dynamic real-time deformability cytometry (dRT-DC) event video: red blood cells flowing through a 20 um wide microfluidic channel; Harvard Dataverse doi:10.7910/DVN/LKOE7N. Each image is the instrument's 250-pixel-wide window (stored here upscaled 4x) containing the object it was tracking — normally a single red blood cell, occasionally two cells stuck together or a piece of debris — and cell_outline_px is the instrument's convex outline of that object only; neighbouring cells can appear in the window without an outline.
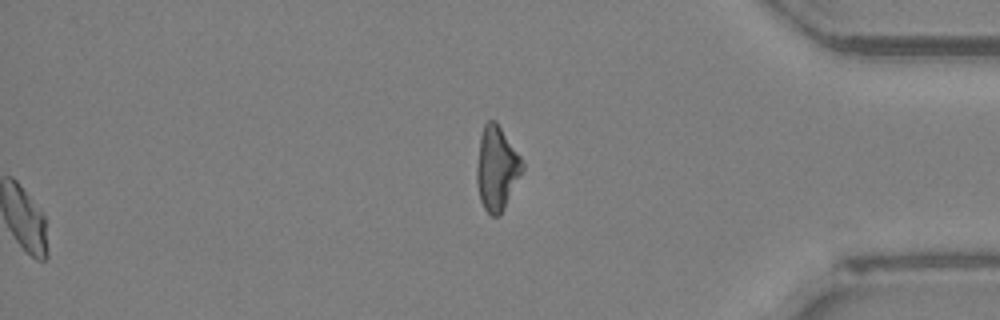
{"species": "Egyptian fruit bat (a non-hibernating species)", "species_latin": "Rousettus aegyptiacus", "temperature_condition": "room temperature", "stored_images_in_passage": 39, "segment_of_instrument_passage": [2, 2], "camera_frame_rate_fps": 3000, "um_per_image_px": 0.085, "animal": {"sex": "female"}, "frame": {"image": 1, "passage_image": 39, "time_ms": 12.667, "image_size_px": [1000, 320], "cell_outline_px": [[524, 168], [500, 216], [492, 216], [484, 208], [480, 200], [476, 180], [476, 168], [480, 136], [484, 124], [488, 120], [496, 120], [520, 156], [524, 164]], "centroid_in_image_um": [42.21, 14.3], "position_along_channel_um": 393.0, "area_um2": 22.25}}